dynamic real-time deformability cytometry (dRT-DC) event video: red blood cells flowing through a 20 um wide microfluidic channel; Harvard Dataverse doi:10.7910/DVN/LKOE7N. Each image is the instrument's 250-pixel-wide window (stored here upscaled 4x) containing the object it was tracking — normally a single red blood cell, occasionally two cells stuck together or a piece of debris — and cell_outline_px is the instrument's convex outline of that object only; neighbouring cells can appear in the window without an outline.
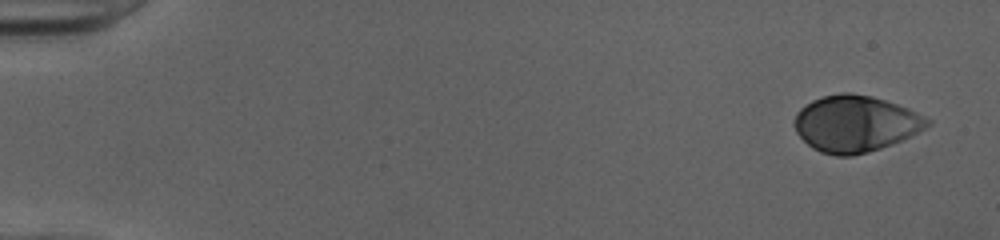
{"species": "human", "species_latin": "Homo sapiens", "temperature_condition": "cold", "stored_images_in_passage": 50, "camera_frame_rate_fps": 3000, "um_per_image_px": 0.085, "donor": {"sex": "female"}, "frame": {"image": 1, "passage_image": 1, "time_ms": 0.0, "image_size_px": [1000, 240], "cell_outline_px": [[932, 124], [892, 144], [868, 152], [852, 156], [836, 156], [820, 152], [812, 148], [796, 132], [796, 112], [800, 108], [812, 100], [824, 96], [840, 92], [852, 92], [872, 96], [908, 108], [932, 120]], "centroid_in_image_um": [72.7, 10.51], "position_along_channel_um": 12.3, "area_um2": 43.47}}
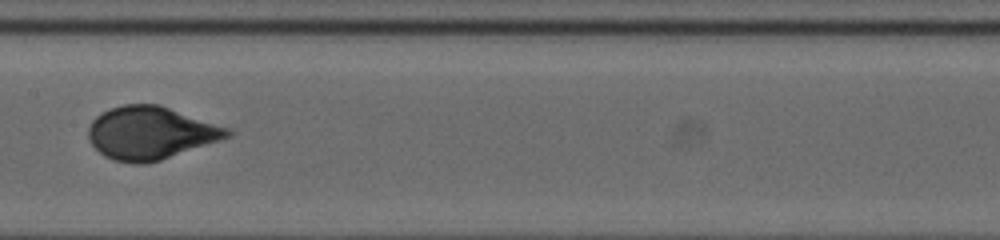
{"frame": {"image": 2, "passage_image": 26, "time_ms": 8.333, "image_size_px": [1000, 240], "cell_outline_px": [[232, 136], [160, 160], [144, 164], [136, 164], [112, 160], [104, 156], [88, 140], [88, 128], [92, 120], [100, 112], [108, 108], [124, 104], [160, 104], [228, 128], [232, 132]], "centroid_in_image_um": [12.76, 11.29], "position_along_channel_um": 194.6, "area_um2": 42.83}}
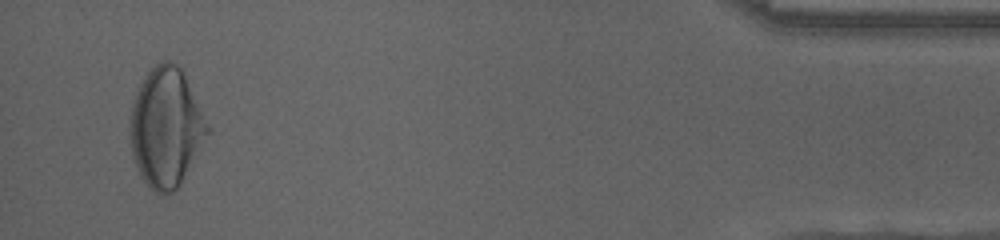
{"frame": {"image": 3, "passage_image": 48, "time_ms": 15.667, "image_size_px": [1000, 240], "cell_outline_px": [[212, 128], [180, 184], [172, 192], [160, 196], [140, 176], [132, 156], [132, 100], [144, 76], [156, 64], [164, 60], [168, 60], [180, 64], [184, 68]], "centroid_in_image_um": [14.18, 10.76], "position_along_channel_um": 421.0, "area_um2": 54.1}, "authors_computed_cell_mechanics": {"area_um2": 42.8298, "velocity_mm_per_s": 4.0112, "shape_relaxation_time_tau1_ms": 3.9447, "shape_relaxation_time_tau2_ms": null, "deformation_change_tau1": 0.1885, "deformation_change_tau2": null}}